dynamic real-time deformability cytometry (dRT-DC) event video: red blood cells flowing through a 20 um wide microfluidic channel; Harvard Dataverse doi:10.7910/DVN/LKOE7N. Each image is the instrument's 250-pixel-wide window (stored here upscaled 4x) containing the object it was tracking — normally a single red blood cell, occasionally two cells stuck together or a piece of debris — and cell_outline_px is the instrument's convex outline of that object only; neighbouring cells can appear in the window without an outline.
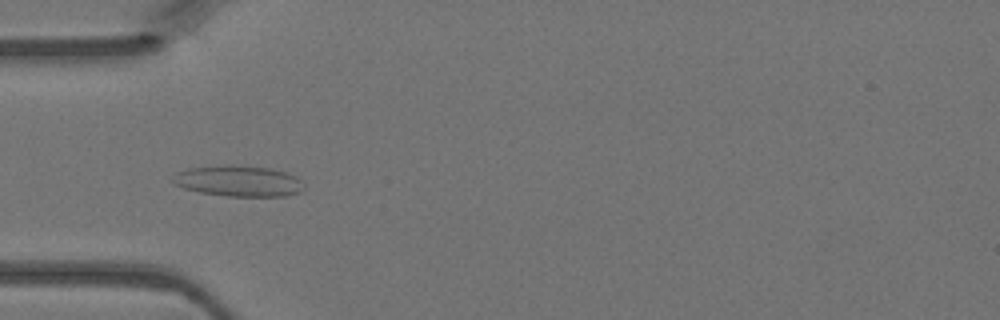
{"species": "Egyptian fruit bat (a non-hibernating species)", "species_latin": "Rousettus aegyptiacus", "temperature_condition": "warm", "stored_images_in_passage": 30, "camera_frame_rate_fps": 3000, "um_per_image_px": 0.085, "animal": {"sex": "female"}, "frame": {"image": 1, "passage_image": 2, "time_ms": 0.333, "image_size_px": [1000, 320], "cell_outline_px": [[304, 188], [300, 192], [284, 196], [228, 196], [200, 192], [184, 188], [176, 184], [172, 180], [172, 176], [176, 172], [188, 168], [224, 164], [228, 164], [268, 168], [284, 172], [296, 176], [300, 180]], "centroid_in_image_um": [20.24, 15.38], "position_along_channel_um": 64.8, "area_um2": 23.58}}
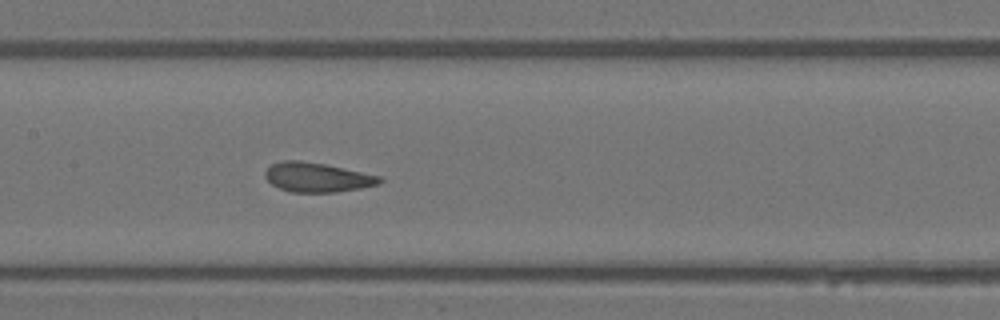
{"frame": {"image": 2, "passage_image": 10, "time_ms": 3.0, "image_size_px": [1000, 320], "cell_outline_px": [[384, 180], [380, 184], [360, 188], [336, 192], [292, 192], [280, 188], [272, 184], [264, 176], [264, 172], [272, 164], [280, 160], [300, 160], [324, 164], [380, 176]], "centroid_in_image_um": [26.95, 15.07], "position_along_channel_um": 180.5, "area_um2": 19.54}}
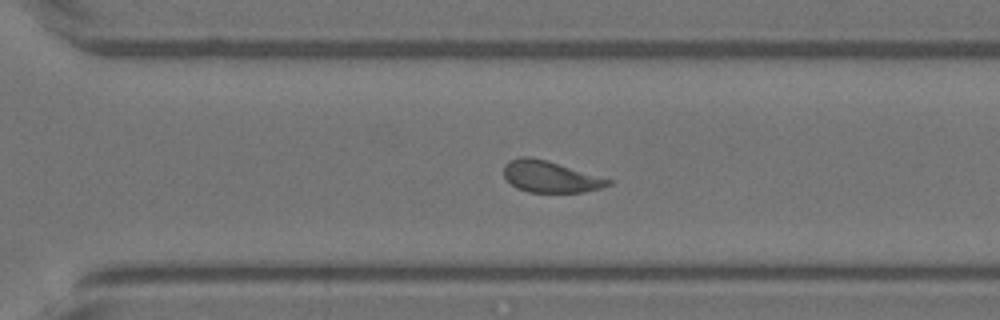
{"frame": {"image": 3, "passage_image": 20, "time_ms": 6.333, "image_size_px": [1000, 320], "cell_outline_px": [[612, 184], [600, 188], [584, 192], [528, 192], [516, 188], [504, 176], [504, 164], [508, 160], [520, 156], [528, 156], [544, 160], [612, 180]], "centroid_in_image_um": [46.72, 15.02], "position_along_channel_um": 323.9, "area_um2": 18.84}}